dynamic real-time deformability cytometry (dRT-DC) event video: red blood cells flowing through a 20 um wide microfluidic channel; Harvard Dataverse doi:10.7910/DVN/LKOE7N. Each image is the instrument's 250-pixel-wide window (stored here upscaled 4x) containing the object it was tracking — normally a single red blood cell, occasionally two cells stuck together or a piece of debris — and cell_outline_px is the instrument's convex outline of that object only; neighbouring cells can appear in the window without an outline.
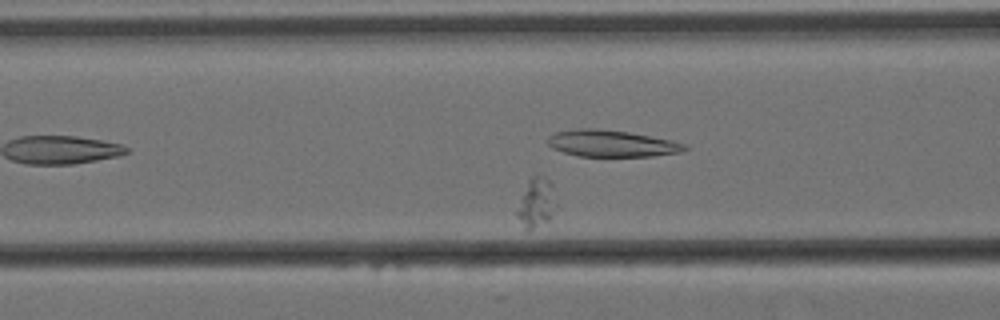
{"species": "Egyptian fruit bat (a non-hibernating species)", "species_latin": "Rousettus aegyptiacus", "temperature_condition": "cold", "stored_images_in_passage": 38, "camera_frame_rate_fps": 3000, "um_per_image_px": 0.085, "animal": {"sex": "female"}, "frame": {"image": 1, "passage_image": 9, "time_ms": 2.667, "image_size_px": [1000, 320], "cell_outline_px": [[552, 184], [548, 220], [528, 232], [524, 232], [516, 216], [516, 212], [520, 196], [528, 180], [532, 176], [540, 172]], "centroid_in_image_um": [45.43, 17.24], "position_along_channel_um": 121.2, "area_um2": 10.75}}
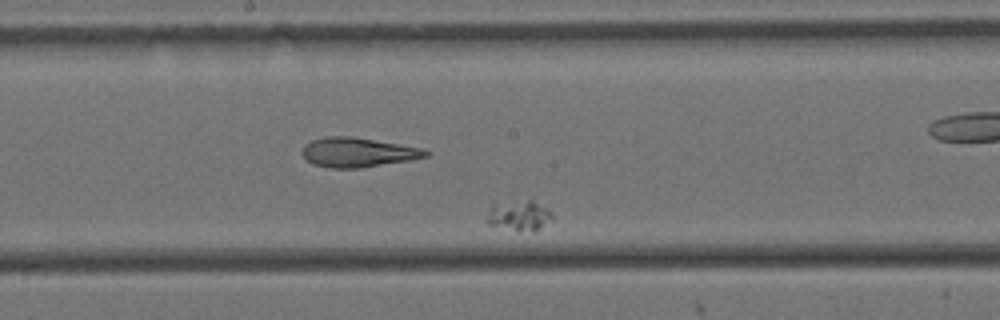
{"frame": {"image": 2, "passage_image": 18, "time_ms": 5.667, "image_size_px": [1000, 320], "cell_outline_px": [[552, 220], [532, 232], [488, 224], [488, 216], [492, 204], [528, 200], [532, 200], [548, 208], [552, 212]], "centroid_in_image_um": [44.18, 18.3], "position_along_channel_um": 204.0, "area_um2": 11.1}}
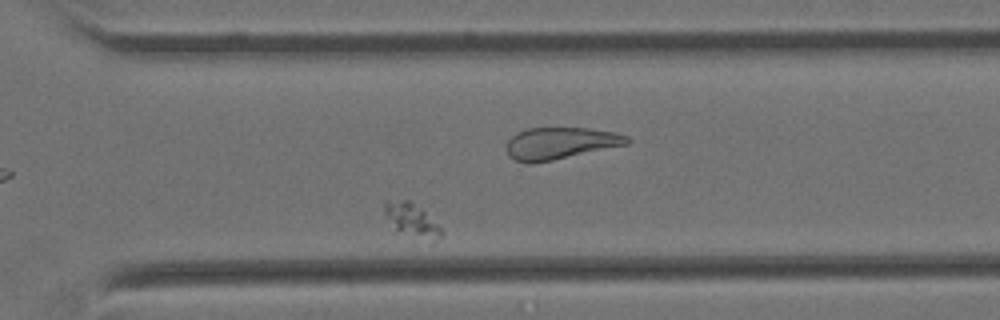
{"frame": {"image": 3, "passage_image": 32, "time_ms": 10.333, "image_size_px": [1000, 320], "cell_outline_px": [[444, 232], [432, 244], [396, 232], [384, 212], [384, 204], [388, 200], [408, 200], [424, 212]], "centroid_in_image_um": [34.99, 18.79], "position_along_channel_um": 335.6, "area_um2": 11.16}}